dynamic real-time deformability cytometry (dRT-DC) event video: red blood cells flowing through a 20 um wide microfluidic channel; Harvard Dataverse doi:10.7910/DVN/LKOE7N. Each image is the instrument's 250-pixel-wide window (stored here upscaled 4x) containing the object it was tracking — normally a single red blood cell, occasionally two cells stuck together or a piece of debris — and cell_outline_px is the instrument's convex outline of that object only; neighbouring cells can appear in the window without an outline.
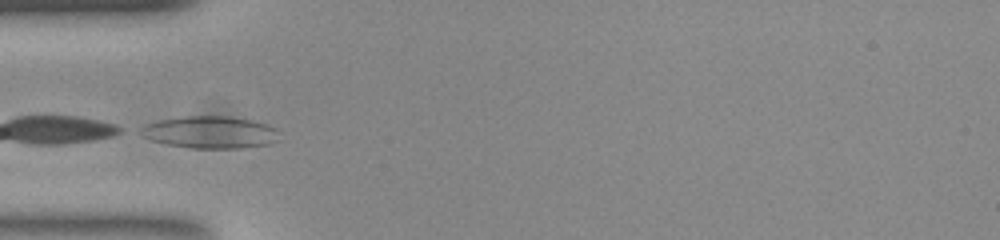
{"species": "common noctule bat (a hibernating species)", "species_latin": "Nyctalus noctula", "temperature_condition": "room temperature", "stored_images_in_passage": 35, "camera_frame_rate_fps": 3000, "um_per_image_px": 0.085, "animal": {"sex": "female", "body_mass_g": 23.0, "forearm_length_mm": 53.4}, "frame": {"image": 1, "passage_image": 1, "time_ms": 0.0, "image_size_px": [1000, 240], "cell_outline_px": [[276, 140], [268, 144], [240, 148], [192, 148], [168, 144], [152, 140], [140, 136], [132, 132], [156, 120], [184, 116], [228, 116], [252, 120], [268, 124], [276, 128]], "centroid_in_image_um": [17.77, 11.23], "position_along_channel_um": 67.2, "area_um2": 26.07}}
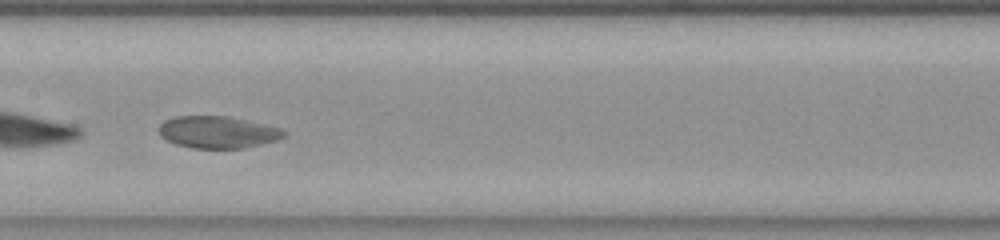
{"frame": {"image": 2, "passage_image": 11, "time_ms": 3.333, "image_size_px": [1000, 240], "cell_outline_px": [[288, 132], [284, 136], [276, 140], [244, 148], [192, 148], [176, 144], [160, 136], [160, 124], [164, 120], [176, 116], [228, 116], [280, 128]], "centroid_in_image_um": [18.49, 11.23], "position_along_channel_um": 188.9, "area_um2": 23.12}}
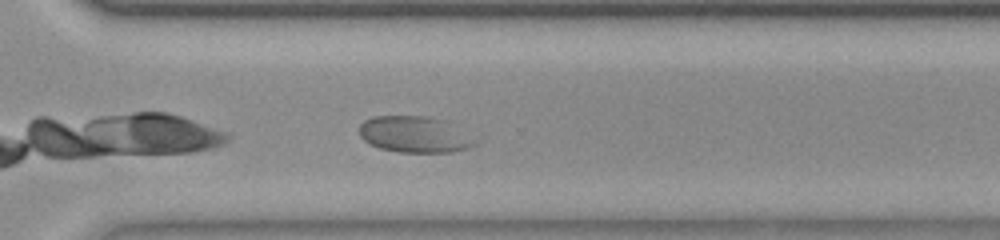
{"frame": {"image": 3, "passage_image": 23, "time_ms": 7.333, "image_size_px": [1000, 240], "cell_outline_px": [[476, 144], [468, 148], [452, 152], [400, 152], [380, 148], [368, 144], [360, 136], [360, 124], [364, 120], [372, 116], [428, 116], [448, 120]], "centroid_in_image_um": [35.17, 11.41], "position_along_channel_um": 335.4, "area_um2": 24.28}}